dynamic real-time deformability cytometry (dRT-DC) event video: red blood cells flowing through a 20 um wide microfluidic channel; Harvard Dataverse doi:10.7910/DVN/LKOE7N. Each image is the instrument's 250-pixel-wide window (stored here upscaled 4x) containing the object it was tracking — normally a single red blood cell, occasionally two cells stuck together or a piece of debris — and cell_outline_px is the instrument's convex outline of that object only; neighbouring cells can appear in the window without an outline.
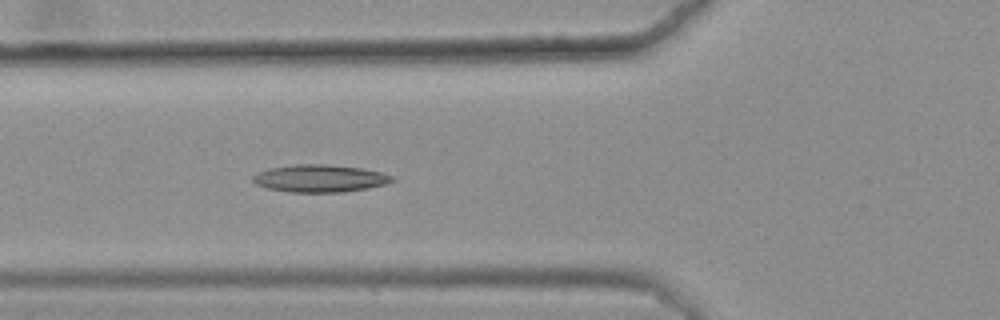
{"species": "common noctule bat (a hibernating species)", "species_latin": "Nyctalus noctula", "temperature_condition": "warm", "stored_images_in_passage": 48, "camera_frame_rate_fps": 3000, "um_per_image_px": 0.085, "animal": {"sex": "female", "body_mass_g": 25.1}, "frame": {"image": 1, "passage_image": 21, "time_ms": 6.667, "image_size_px": [1000, 320], "cell_outline_px": [[396, 180], [384, 184], [368, 188], [344, 192], [288, 192], [268, 188], [256, 184], [252, 180], [252, 176], [256, 172], [272, 168], [296, 164], [324, 164], [360, 168], [380, 172], [392, 176]], "centroid_in_image_um": [27.17, 15.17], "position_along_channel_um": 98.6, "area_um2": 22.14}, "authors_computed_cell_mechanics": {"area_um2": 20.8658, "velocity_mm_per_s": 3.6314, "shape_relaxation_time_tau1_ms": null, "shape_relaxation_time_tau2_ms": 5.2761, "deformation_change_tau1": null, "deformation_change_tau2": 0.1443}}